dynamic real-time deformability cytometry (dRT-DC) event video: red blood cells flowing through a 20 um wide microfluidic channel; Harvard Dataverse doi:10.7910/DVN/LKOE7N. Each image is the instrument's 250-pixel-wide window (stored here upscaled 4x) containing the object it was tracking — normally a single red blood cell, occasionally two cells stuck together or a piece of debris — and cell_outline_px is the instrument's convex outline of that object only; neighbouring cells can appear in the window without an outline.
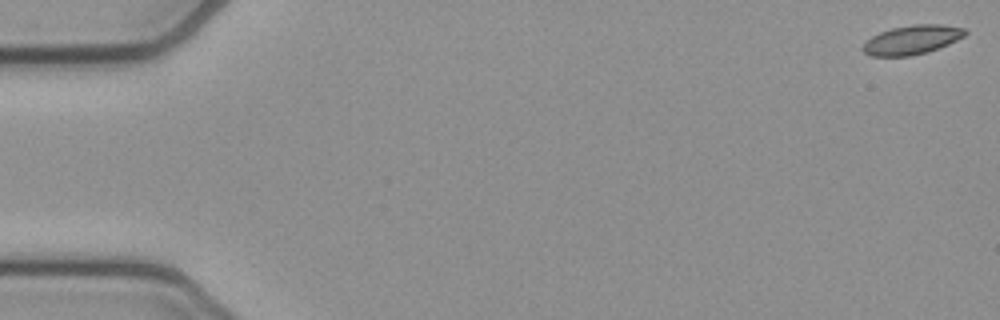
{"species": "common noctule bat (a hibernating species)", "species_latin": "Nyctalus noctula", "temperature_condition": "cold", "stored_images_in_passage": 54, "camera_frame_rate_fps": 3000, "um_per_image_px": 0.085, "animal": {"sex": "female", "body_mass_g": 21.9}, "frame": {"image": 1, "passage_image": 1, "time_ms": 0.0, "image_size_px": [1000, 320], "cell_outline_px": [[968, 32], [964, 36], [948, 44], [924, 52], [908, 56], [872, 56], [864, 52], [860, 48], [872, 36], [880, 32], [892, 28], [912, 24], [944, 24], [964, 28]], "centroid_in_image_um": [77.51, 3.37], "position_along_channel_um": 7.5, "area_um2": 17.17}}
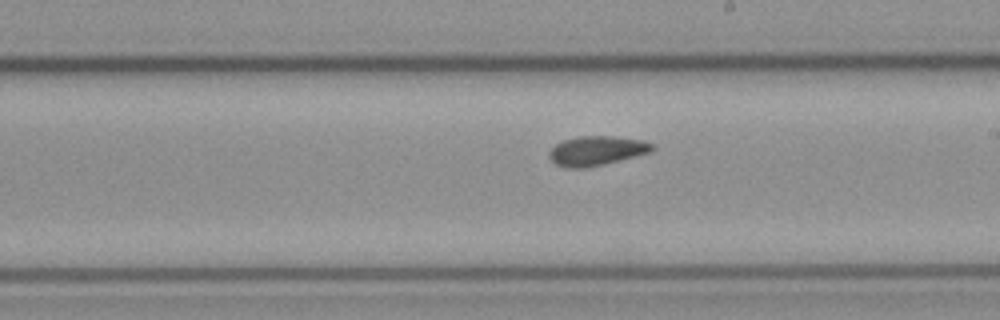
{"frame": {"image": 2, "passage_image": 31, "time_ms": 10.0, "image_size_px": [1000, 320], "cell_outline_px": [[656, 148], [648, 152], [604, 164], [584, 168], [564, 168], [556, 164], [548, 156], [548, 152], [556, 144], [564, 140], [580, 136], [612, 136], [644, 140], [652, 144]], "centroid_in_image_um": [50.68, 12.81], "position_along_channel_um": 238.3, "area_um2": 17.51}}
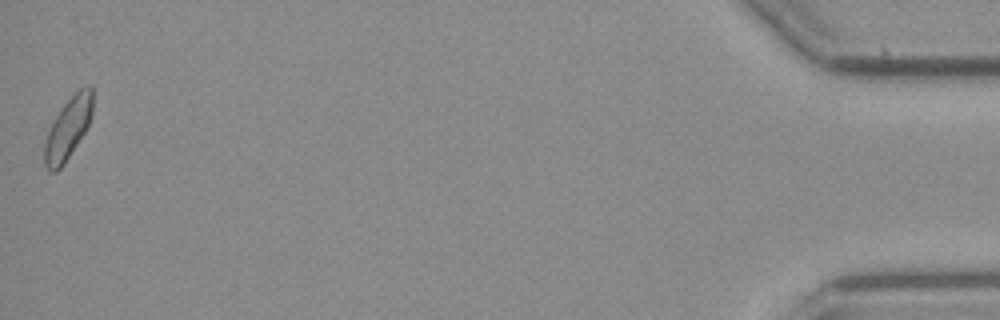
{"frame": {"image": 3, "passage_image": 54, "time_ms": 17.667, "image_size_px": [1000, 320], "cell_outline_px": [[92, 116], [84, 132], [64, 164], [56, 172], [52, 172], [44, 164], [44, 144], [48, 132], [56, 116], [64, 104], [80, 88], [88, 84], [92, 84]], "centroid_in_image_um": [5.79, 10.91], "position_along_channel_um": 429.4, "area_um2": 16.94}, "authors_computed_cell_mechanics": {"area_um2": 17.3978, "velocity_mm_per_s": 3.7957, "shape_relaxation_time_tau1_ms": null, "shape_relaxation_time_tau2_ms": 2.789, "deformation_change_tau1": null, "deformation_change_tau2": 0.084}}